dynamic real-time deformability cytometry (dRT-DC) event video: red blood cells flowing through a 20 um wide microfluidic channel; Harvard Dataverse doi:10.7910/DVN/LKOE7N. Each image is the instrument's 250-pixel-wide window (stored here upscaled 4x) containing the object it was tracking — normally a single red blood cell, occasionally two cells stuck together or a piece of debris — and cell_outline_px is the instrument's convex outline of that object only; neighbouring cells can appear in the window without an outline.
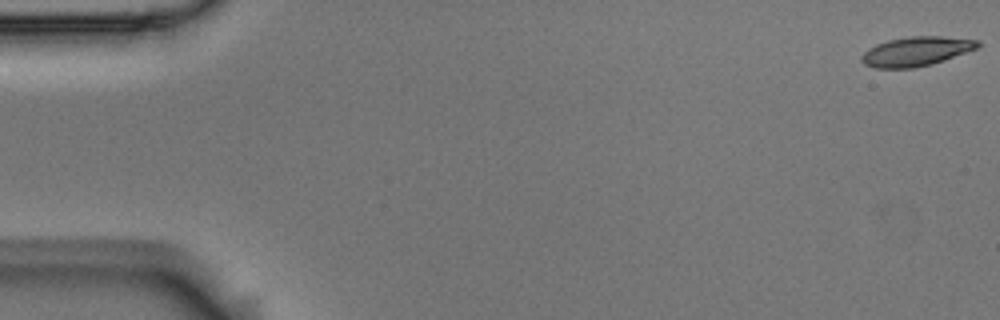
{"species": "Egyptian fruit bat (a non-hibernating species)", "species_latin": "Rousettus aegyptiacus", "temperature_condition": "room temperature", "stored_images_in_passage": 4, "camera_frame_rate_fps": 3000, "um_per_image_px": 0.085, "animal": {"sex": "male"}, "frame": {"image": 1, "passage_image": 1, "time_ms": 0.0, "image_size_px": [1000, 320], "cell_outline_px": [[980, 48], [932, 64], [912, 68], [876, 68], [864, 64], [860, 60], [860, 56], [868, 48], [876, 44], [888, 40], [908, 36], [940, 36], [980, 40]], "centroid_in_image_um": [77.89, 4.36], "position_along_channel_um": 7.1, "area_um2": 20.06}}